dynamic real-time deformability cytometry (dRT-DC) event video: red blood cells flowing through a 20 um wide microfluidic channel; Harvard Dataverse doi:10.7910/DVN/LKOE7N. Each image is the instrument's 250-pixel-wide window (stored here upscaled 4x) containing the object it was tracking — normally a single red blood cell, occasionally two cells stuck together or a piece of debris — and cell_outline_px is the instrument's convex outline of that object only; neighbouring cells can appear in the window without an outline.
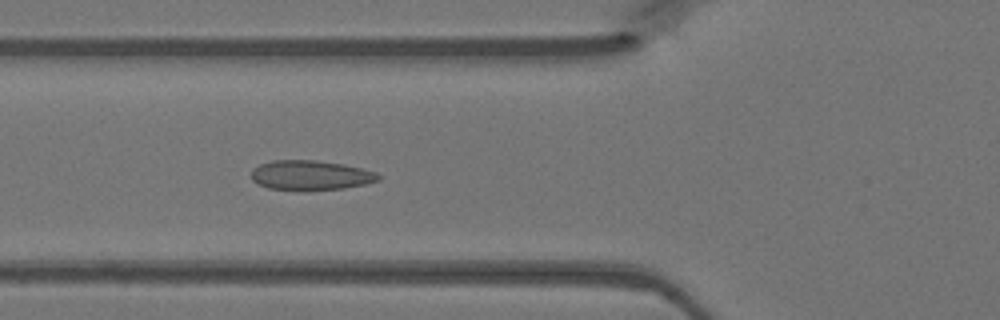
{"species": "Egyptian fruit bat (a non-hibernating species)", "species_latin": "Rousettus aegyptiacus", "temperature_condition": "warm", "stored_images_in_passage": 43, "camera_frame_rate_fps": 3000, "um_per_image_px": 0.085, "animal": {"sex": "female"}, "frame": {"image": 1, "passage_image": 13, "time_ms": 4.0, "image_size_px": [1000, 320], "cell_outline_px": [[380, 180], [364, 184], [344, 188], [304, 192], [268, 188], [256, 184], [252, 180], [252, 168], [260, 164], [272, 160], [316, 160], [344, 164], [376, 172], [380, 176]], "centroid_in_image_um": [26.36, 14.92], "position_along_channel_um": 99.4, "area_um2": 22.48}}
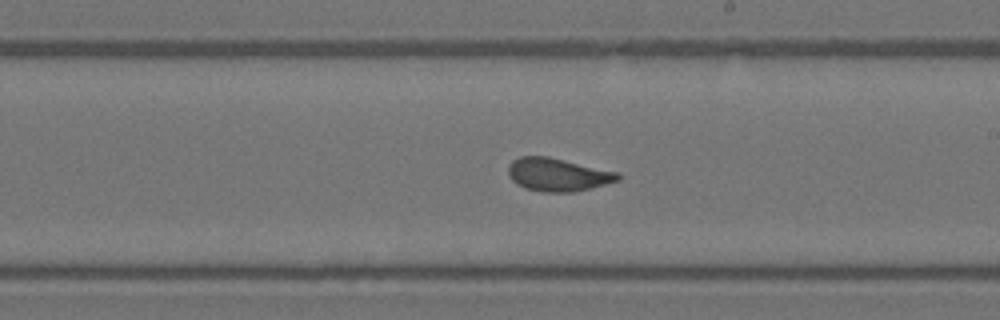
{"frame": {"image": 2, "passage_image": 23, "time_ms": 7.333, "image_size_px": [1000, 320], "cell_outline_px": [[620, 180], [572, 192], [540, 192], [524, 188], [516, 184], [508, 176], [508, 164], [512, 160], [520, 156], [548, 156], [620, 172]], "centroid_in_image_um": [47.38, 14.83], "position_along_channel_um": 241.6, "area_um2": 21.33}}
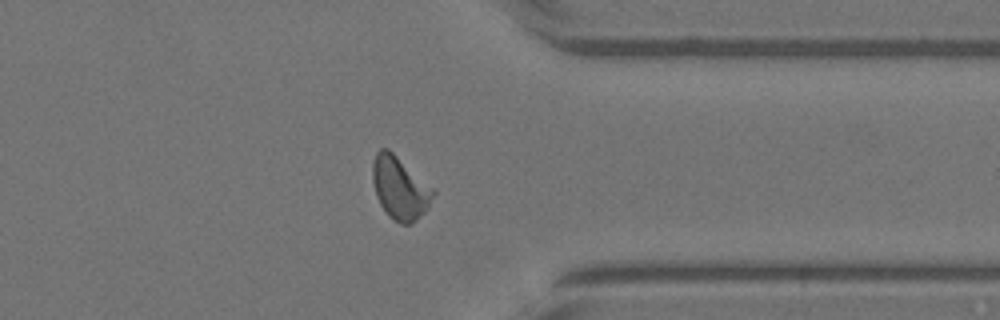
{"frame": {"image": 3, "passage_image": 33, "time_ms": 10.667, "image_size_px": [1000, 320], "cell_outline_px": [[436, 192], [428, 208], [412, 224], [400, 224], [392, 220], [388, 216], [380, 204], [376, 196], [372, 180], [372, 164], [376, 152], [380, 148], [388, 148], [432, 188]], "centroid_in_image_um": [33.96, 16.0], "position_along_channel_um": 377.4, "area_um2": 22.08}}